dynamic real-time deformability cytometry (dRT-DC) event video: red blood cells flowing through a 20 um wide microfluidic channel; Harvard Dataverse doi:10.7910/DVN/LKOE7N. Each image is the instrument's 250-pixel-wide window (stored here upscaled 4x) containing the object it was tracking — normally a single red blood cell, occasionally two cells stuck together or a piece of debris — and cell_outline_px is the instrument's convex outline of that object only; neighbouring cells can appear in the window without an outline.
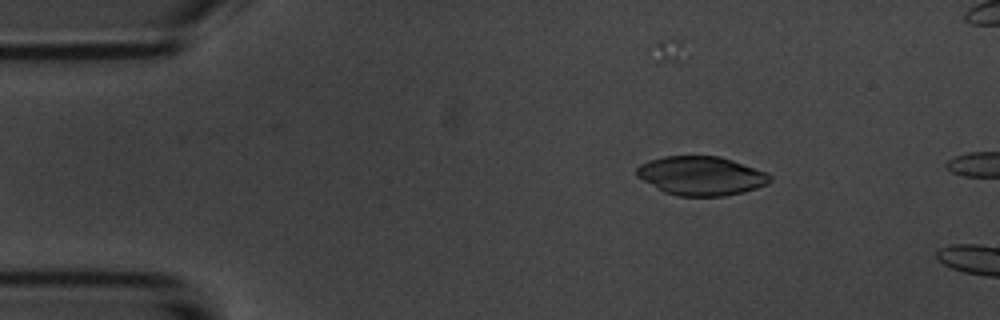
{"species": "common noctule bat (a hibernating species)", "species_latin": "Nyctalus noctula", "temperature_condition": "room temperature", "stored_images_in_passage": 3, "camera_frame_rate_fps": 3000, "um_per_image_px": 0.085, "animal": {"sex": "male", "body_mass_g": 20.1, "forearm_length_mm": 53.5}, "frame": {"image": 1, "passage_image": 2, "time_ms": 1.0, "image_size_px": [1000, 320], "cell_outline_px": [[772, 180], [768, 184], [744, 192], [724, 196], [676, 196], [664, 192], [636, 176], [636, 168], [640, 164], [648, 160], [664, 156], [720, 156], [768, 172], [772, 176]], "centroid_in_image_um": [59.61, 14.94], "position_along_channel_um": 25.4, "area_um2": 30.46}}